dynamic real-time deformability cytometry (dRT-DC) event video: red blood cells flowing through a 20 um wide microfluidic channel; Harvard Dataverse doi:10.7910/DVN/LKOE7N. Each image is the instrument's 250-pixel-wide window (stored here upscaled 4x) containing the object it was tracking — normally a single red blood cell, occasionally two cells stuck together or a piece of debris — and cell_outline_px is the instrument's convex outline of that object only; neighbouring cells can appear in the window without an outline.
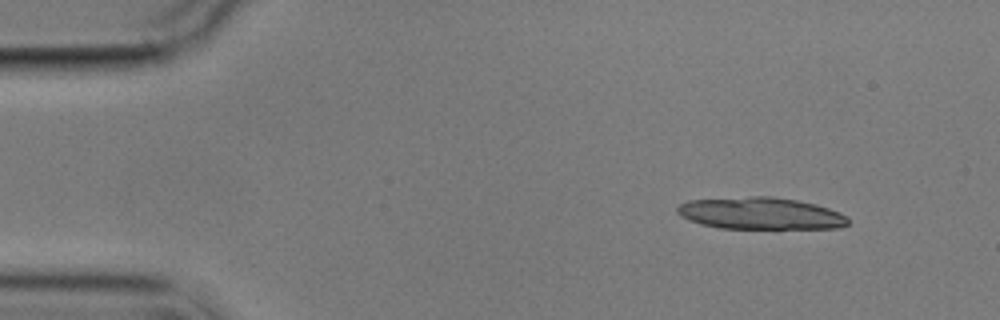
{"species": "common noctule bat (a hibernating species)", "species_latin": "Nyctalus noctula", "temperature_condition": "cold", "stored_images_in_passage": 7, "camera_frame_rate_fps": 3000, "um_per_image_px": 0.085, "animal": {"sex": "male", "body_mass_g": 17.9}, "frame": {"image": 1, "passage_image": 1, "time_ms": 0.0, "image_size_px": [1000, 320], "cell_outline_px": [[848, 224], [840, 228], [720, 228], [700, 224], [688, 220], [680, 216], [676, 212], [676, 208], [680, 204], [688, 200], [752, 196], [772, 196], [796, 200], [816, 204], [828, 208], [848, 216]], "centroid_in_image_um": [64.62, 18.13], "position_along_channel_um": 20.4, "area_um2": 31.91}}
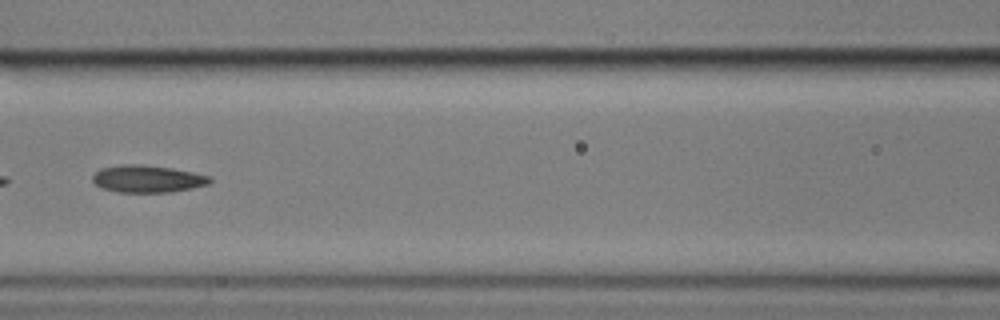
{"frame": {"image": 2, "passage_image": 6, "time_ms": 6.333, "image_size_px": [1000, 320], "cell_outline_px": [[212, 180], [208, 184], [192, 188], [172, 192], [120, 192], [100, 188], [92, 180], [92, 176], [100, 168], [124, 164], [140, 164], [172, 168], [212, 176]], "centroid_in_image_um": [12.54, 15.2], "position_along_channel_um": 154.1, "area_um2": 18.67}}